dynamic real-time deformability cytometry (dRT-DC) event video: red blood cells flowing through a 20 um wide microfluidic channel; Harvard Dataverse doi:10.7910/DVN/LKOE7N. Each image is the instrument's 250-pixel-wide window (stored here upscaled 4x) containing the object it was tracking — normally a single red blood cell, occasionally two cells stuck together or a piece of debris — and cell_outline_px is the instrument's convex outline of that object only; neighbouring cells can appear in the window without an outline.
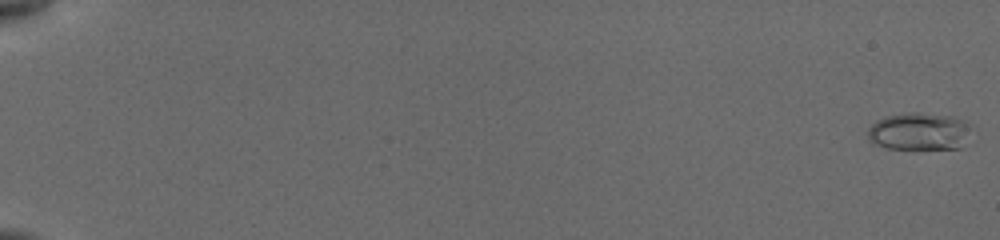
{"species": "common noctule bat (a hibernating species)", "species_latin": "Nyctalus noctula", "temperature_condition": "cold", "stored_images_in_passage": 30, "camera_frame_rate_fps": 3000, "um_per_image_px": 0.085, "animal": {"sex": "female", "body_mass_g": 19.5, "forearm_length_mm": 54.1}, "frame": {"image": 1, "passage_image": 1, "time_ms": 0.0, "image_size_px": [1000, 240], "cell_outline_px": [[972, 124], [960, 148], [888, 148], [872, 144], [868, 140], [868, 128], [876, 120], [884, 116], [912, 112], [920, 112], [956, 116], [968, 120]], "centroid_in_image_um": [78.12, 11.14], "position_along_channel_um": 6.9, "area_um2": 22.83}}
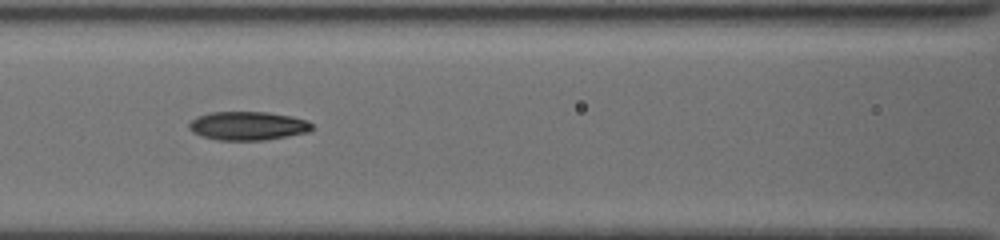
{"frame": {"image": 2, "passage_image": 20, "time_ms": 9.0, "image_size_px": [1000, 240], "cell_outline_px": [[312, 128], [308, 132], [264, 140], [216, 140], [200, 136], [192, 132], [188, 128], [188, 124], [196, 116], [212, 112], [264, 112], [292, 116], [304, 120], [312, 124]], "centroid_in_image_um": [21.0, 10.7], "position_along_channel_um": 145.6, "area_um2": 20.46}}
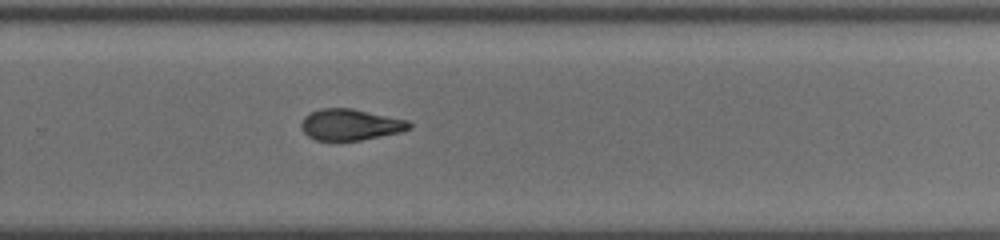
{"frame": {"image": 3, "passage_image": 30, "time_ms": 13.0, "image_size_px": [1000, 240], "cell_outline_px": [[412, 128], [400, 132], [360, 140], [316, 140], [308, 136], [304, 132], [300, 124], [304, 116], [320, 108], [352, 108], [408, 120], [412, 124]], "centroid_in_image_um": [29.79, 10.58], "position_along_channel_um": 300.0, "area_um2": 19.59}}